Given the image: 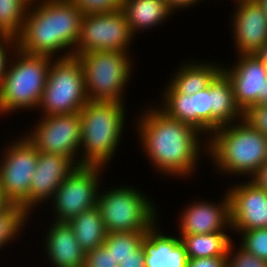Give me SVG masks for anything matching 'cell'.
<instances>
[{"mask_svg": "<svg viewBox=\"0 0 267 267\" xmlns=\"http://www.w3.org/2000/svg\"><path fill=\"white\" fill-rule=\"evenodd\" d=\"M236 243V236L229 245L226 267H267V261L254 256Z\"/></svg>", "mask_w": 267, "mask_h": 267, "instance_id": "f546056e", "label": "cell"}, {"mask_svg": "<svg viewBox=\"0 0 267 267\" xmlns=\"http://www.w3.org/2000/svg\"><path fill=\"white\" fill-rule=\"evenodd\" d=\"M146 106L133 116L132 125L142 156L161 180L190 181L200 171L201 160L207 158L208 138L193 126L170 118L153 101Z\"/></svg>", "mask_w": 267, "mask_h": 267, "instance_id": "6da1fadb", "label": "cell"}, {"mask_svg": "<svg viewBox=\"0 0 267 267\" xmlns=\"http://www.w3.org/2000/svg\"><path fill=\"white\" fill-rule=\"evenodd\" d=\"M35 120L21 133L37 151L72 158L80 166V113L37 116Z\"/></svg>", "mask_w": 267, "mask_h": 267, "instance_id": "7c38bea8", "label": "cell"}, {"mask_svg": "<svg viewBox=\"0 0 267 267\" xmlns=\"http://www.w3.org/2000/svg\"><path fill=\"white\" fill-rule=\"evenodd\" d=\"M108 170L103 166H77L58 187L48 205L44 206H51L53 212L44 208L51 212L49 218L68 223L75 216L96 207L104 173Z\"/></svg>", "mask_w": 267, "mask_h": 267, "instance_id": "9c48e42d", "label": "cell"}, {"mask_svg": "<svg viewBox=\"0 0 267 267\" xmlns=\"http://www.w3.org/2000/svg\"><path fill=\"white\" fill-rule=\"evenodd\" d=\"M234 235L238 236L236 243L243 249L267 261V227L232 233Z\"/></svg>", "mask_w": 267, "mask_h": 267, "instance_id": "f1b7e54d", "label": "cell"}, {"mask_svg": "<svg viewBox=\"0 0 267 267\" xmlns=\"http://www.w3.org/2000/svg\"><path fill=\"white\" fill-rule=\"evenodd\" d=\"M135 40L137 38L132 34L121 9L110 12L85 13L73 57L95 51L134 52L131 50Z\"/></svg>", "mask_w": 267, "mask_h": 267, "instance_id": "8fae6325", "label": "cell"}, {"mask_svg": "<svg viewBox=\"0 0 267 267\" xmlns=\"http://www.w3.org/2000/svg\"><path fill=\"white\" fill-rule=\"evenodd\" d=\"M163 225L158 220L142 240L145 267H186L188 256L185 246L175 230L167 233L162 230Z\"/></svg>", "mask_w": 267, "mask_h": 267, "instance_id": "ffe728a7", "label": "cell"}, {"mask_svg": "<svg viewBox=\"0 0 267 267\" xmlns=\"http://www.w3.org/2000/svg\"><path fill=\"white\" fill-rule=\"evenodd\" d=\"M126 106V103L89 101L81 108L80 165L109 168V163L119 156L116 154L130 122L126 120L130 111Z\"/></svg>", "mask_w": 267, "mask_h": 267, "instance_id": "277c9868", "label": "cell"}, {"mask_svg": "<svg viewBox=\"0 0 267 267\" xmlns=\"http://www.w3.org/2000/svg\"><path fill=\"white\" fill-rule=\"evenodd\" d=\"M230 233L182 235L180 240L186 248L188 259L226 256L233 240Z\"/></svg>", "mask_w": 267, "mask_h": 267, "instance_id": "d4e9b609", "label": "cell"}, {"mask_svg": "<svg viewBox=\"0 0 267 267\" xmlns=\"http://www.w3.org/2000/svg\"><path fill=\"white\" fill-rule=\"evenodd\" d=\"M16 49V40L13 37H0V83L6 72L10 58Z\"/></svg>", "mask_w": 267, "mask_h": 267, "instance_id": "836d02e7", "label": "cell"}, {"mask_svg": "<svg viewBox=\"0 0 267 267\" xmlns=\"http://www.w3.org/2000/svg\"><path fill=\"white\" fill-rule=\"evenodd\" d=\"M243 120L267 137V105L250 106L243 112Z\"/></svg>", "mask_w": 267, "mask_h": 267, "instance_id": "4dcf8cb0", "label": "cell"}, {"mask_svg": "<svg viewBox=\"0 0 267 267\" xmlns=\"http://www.w3.org/2000/svg\"><path fill=\"white\" fill-rule=\"evenodd\" d=\"M30 221V214L19 205L12 204L0 214V252L13 247V242L23 240L20 237L27 227L30 228Z\"/></svg>", "mask_w": 267, "mask_h": 267, "instance_id": "484cf974", "label": "cell"}, {"mask_svg": "<svg viewBox=\"0 0 267 267\" xmlns=\"http://www.w3.org/2000/svg\"><path fill=\"white\" fill-rule=\"evenodd\" d=\"M11 205L12 203L6 198L4 191L0 186V214L6 211Z\"/></svg>", "mask_w": 267, "mask_h": 267, "instance_id": "f35d334b", "label": "cell"}, {"mask_svg": "<svg viewBox=\"0 0 267 267\" xmlns=\"http://www.w3.org/2000/svg\"><path fill=\"white\" fill-rule=\"evenodd\" d=\"M52 222V223H51ZM46 225V233L41 237L42 254L50 267H84L86 252L79 245L73 229L67 222H57L50 219ZM46 234V235H45Z\"/></svg>", "mask_w": 267, "mask_h": 267, "instance_id": "d6986e66", "label": "cell"}, {"mask_svg": "<svg viewBox=\"0 0 267 267\" xmlns=\"http://www.w3.org/2000/svg\"><path fill=\"white\" fill-rule=\"evenodd\" d=\"M85 13L110 12L120 10L123 0H70Z\"/></svg>", "mask_w": 267, "mask_h": 267, "instance_id": "1f68e13d", "label": "cell"}, {"mask_svg": "<svg viewBox=\"0 0 267 267\" xmlns=\"http://www.w3.org/2000/svg\"><path fill=\"white\" fill-rule=\"evenodd\" d=\"M19 134L5 144L1 143L0 186L12 204L29 213L30 181L36 169L38 151L23 134Z\"/></svg>", "mask_w": 267, "mask_h": 267, "instance_id": "30bf717a", "label": "cell"}, {"mask_svg": "<svg viewBox=\"0 0 267 267\" xmlns=\"http://www.w3.org/2000/svg\"><path fill=\"white\" fill-rule=\"evenodd\" d=\"M192 59V60H191ZM181 59L178 68L167 81L179 92L190 96L208 87L214 77L222 70L221 59ZM188 60V61H187ZM203 60V61H202ZM186 61V62H185Z\"/></svg>", "mask_w": 267, "mask_h": 267, "instance_id": "44dd1931", "label": "cell"}, {"mask_svg": "<svg viewBox=\"0 0 267 267\" xmlns=\"http://www.w3.org/2000/svg\"><path fill=\"white\" fill-rule=\"evenodd\" d=\"M186 267H226V256L188 259Z\"/></svg>", "mask_w": 267, "mask_h": 267, "instance_id": "e575fe53", "label": "cell"}, {"mask_svg": "<svg viewBox=\"0 0 267 267\" xmlns=\"http://www.w3.org/2000/svg\"><path fill=\"white\" fill-rule=\"evenodd\" d=\"M224 193V194H223ZM221 198L212 201L210 199H191L179 211L176 219L175 232L182 235L210 234L215 232H231L230 200L226 189Z\"/></svg>", "mask_w": 267, "mask_h": 267, "instance_id": "4fadbf2b", "label": "cell"}, {"mask_svg": "<svg viewBox=\"0 0 267 267\" xmlns=\"http://www.w3.org/2000/svg\"><path fill=\"white\" fill-rule=\"evenodd\" d=\"M262 8L263 12L267 15V0H255Z\"/></svg>", "mask_w": 267, "mask_h": 267, "instance_id": "60d3db41", "label": "cell"}, {"mask_svg": "<svg viewBox=\"0 0 267 267\" xmlns=\"http://www.w3.org/2000/svg\"><path fill=\"white\" fill-rule=\"evenodd\" d=\"M84 13L70 0H31L16 48L52 58L72 57Z\"/></svg>", "mask_w": 267, "mask_h": 267, "instance_id": "7a4b0ae2", "label": "cell"}, {"mask_svg": "<svg viewBox=\"0 0 267 267\" xmlns=\"http://www.w3.org/2000/svg\"><path fill=\"white\" fill-rule=\"evenodd\" d=\"M54 58L16 48L0 83V116L36 111ZM29 110V111H28Z\"/></svg>", "mask_w": 267, "mask_h": 267, "instance_id": "5b68a950", "label": "cell"}, {"mask_svg": "<svg viewBox=\"0 0 267 267\" xmlns=\"http://www.w3.org/2000/svg\"><path fill=\"white\" fill-rule=\"evenodd\" d=\"M31 0H0V37L15 38L22 30Z\"/></svg>", "mask_w": 267, "mask_h": 267, "instance_id": "4316f807", "label": "cell"}, {"mask_svg": "<svg viewBox=\"0 0 267 267\" xmlns=\"http://www.w3.org/2000/svg\"><path fill=\"white\" fill-rule=\"evenodd\" d=\"M256 186L267 191V161L249 179Z\"/></svg>", "mask_w": 267, "mask_h": 267, "instance_id": "74e56055", "label": "cell"}, {"mask_svg": "<svg viewBox=\"0 0 267 267\" xmlns=\"http://www.w3.org/2000/svg\"><path fill=\"white\" fill-rule=\"evenodd\" d=\"M163 85L159 99L153 102L170 118L193 126L208 138L211 135L210 84L192 96L179 93L168 81Z\"/></svg>", "mask_w": 267, "mask_h": 267, "instance_id": "5bb4252c", "label": "cell"}, {"mask_svg": "<svg viewBox=\"0 0 267 267\" xmlns=\"http://www.w3.org/2000/svg\"><path fill=\"white\" fill-rule=\"evenodd\" d=\"M210 101L211 133L243 119V112L235 102L231 81L222 70L210 82Z\"/></svg>", "mask_w": 267, "mask_h": 267, "instance_id": "603a6c76", "label": "cell"}, {"mask_svg": "<svg viewBox=\"0 0 267 267\" xmlns=\"http://www.w3.org/2000/svg\"><path fill=\"white\" fill-rule=\"evenodd\" d=\"M207 159L217 175L250 179L267 161V137L243 119L221 126L208 137Z\"/></svg>", "mask_w": 267, "mask_h": 267, "instance_id": "3957f363", "label": "cell"}, {"mask_svg": "<svg viewBox=\"0 0 267 267\" xmlns=\"http://www.w3.org/2000/svg\"><path fill=\"white\" fill-rule=\"evenodd\" d=\"M201 1L203 2V0H165L168 7L175 15L178 14V12H182L183 10L185 11L186 9H188L189 11V8L193 9L197 7L196 5H201Z\"/></svg>", "mask_w": 267, "mask_h": 267, "instance_id": "d590c367", "label": "cell"}, {"mask_svg": "<svg viewBox=\"0 0 267 267\" xmlns=\"http://www.w3.org/2000/svg\"><path fill=\"white\" fill-rule=\"evenodd\" d=\"M103 185L106 189L101 186L97 207L107 234L148 231L161 220V209L158 208L156 199L153 200L139 186L124 183L107 188L104 183Z\"/></svg>", "mask_w": 267, "mask_h": 267, "instance_id": "8992f818", "label": "cell"}, {"mask_svg": "<svg viewBox=\"0 0 267 267\" xmlns=\"http://www.w3.org/2000/svg\"><path fill=\"white\" fill-rule=\"evenodd\" d=\"M121 10L135 38L140 33L165 25L166 21L175 16L165 0H123Z\"/></svg>", "mask_w": 267, "mask_h": 267, "instance_id": "7402d4cb", "label": "cell"}, {"mask_svg": "<svg viewBox=\"0 0 267 267\" xmlns=\"http://www.w3.org/2000/svg\"><path fill=\"white\" fill-rule=\"evenodd\" d=\"M263 105H267V79L264 81L263 87Z\"/></svg>", "mask_w": 267, "mask_h": 267, "instance_id": "b9f144b4", "label": "cell"}, {"mask_svg": "<svg viewBox=\"0 0 267 267\" xmlns=\"http://www.w3.org/2000/svg\"><path fill=\"white\" fill-rule=\"evenodd\" d=\"M236 57L233 63L223 62L222 71L231 81L236 104L245 112L252 105L263 104L267 67L254 54H241Z\"/></svg>", "mask_w": 267, "mask_h": 267, "instance_id": "ac0fdd59", "label": "cell"}, {"mask_svg": "<svg viewBox=\"0 0 267 267\" xmlns=\"http://www.w3.org/2000/svg\"><path fill=\"white\" fill-rule=\"evenodd\" d=\"M133 54L108 50L88 52L77 56L84 72L88 101L116 103L128 101L125 94L129 93L126 91L130 90V80L134 79L132 76H135L133 72L137 67L134 66L136 62Z\"/></svg>", "mask_w": 267, "mask_h": 267, "instance_id": "52a82bcc", "label": "cell"}, {"mask_svg": "<svg viewBox=\"0 0 267 267\" xmlns=\"http://www.w3.org/2000/svg\"><path fill=\"white\" fill-rule=\"evenodd\" d=\"M111 252L103 245L86 252L84 267H118Z\"/></svg>", "mask_w": 267, "mask_h": 267, "instance_id": "d6a6232c", "label": "cell"}, {"mask_svg": "<svg viewBox=\"0 0 267 267\" xmlns=\"http://www.w3.org/2000/svg\"><path fill=\"white\" fill-rule=\"evenodd\" d=\"M232 9L227 22L235 55L255 54L267 43V15L255 0H235Z\"/></svg>", "mask_w": 267, "mask_h": 267, "instance_id": "2e32d148", "label": "cell"}, {"mask_svg": "<svg viewBox=\"0 0 267 267\" xmlns=\"http://www.w3.org/2000/svg\"><path fill=\"white\" fill-rule=\"evenodd\" d=\"M77 166L79 165L72 158L38 152V161L29 189L30 219L33 220L35 215L43 211V206L47 205L61 183Z\"/></svg>", "mask_w": 267, "mask_h": 267, "instance_id": "e0dca14e", "label": "cell"}, {"mask_svg": "<svg viewBox=\"0 0 267 267\" xmlns=\"http://www.w3.org/2000/svg\"><path fill=\"white\" fill-rule=\"evenodd\" d=\"M147 231L139 232H116L109 233L103 246L111 252L114 260L118 264L132 256V254L142 245V240Z\"/></svg>", "mask_w": 267, "mask_h": 267, "instance_id": "83f0119b", "label": "cell"}, {"mask_svg": "<svg viewBox=\"0 0 267 267\" xmlns=\"http://www.w3.org/2000/svg\"><path fill=\"white\" fill-rule=\"evenodd\" d=\"M234 182L226 187L230 200L231 232L267 227V191L249 179Z\"/></svg>", "mask_w": 267, "mask_h": 267, "instance_id": "9a60e30c", "label": "cell"}, {"mask_svg": "<svg viewBox=\"0 0 267 267\" xmlns=\"http://www.w3.org/2000/svg\"><path fill=\"white\" fill-rule=\"evenodd\" d=\"M68 224L85 252L102 246L106 239L107 231L97 206L75 216Z\"/></svg>", "mask_w": 267, "mask_h": 267, "instance_id": "cb8c5ba5", "label": "cell"}, {"mask_svg": "<svg viewBox=\"0 0 267 267\" xmlns=\"http://www.w3.org/2000/svg\"><path fill=\"white\" fill-rule=\"evenodd\" d=\"M145 251L141 245L132 256L128 257L118 267H145Z\"/></svg>", "mask_w": 267, "mask_h": 267, "instance_id": "8d00e7d4", "label": "cell"}, {"mask_svg": "<svg viewBox=\"0 0 267 267\" xmlns=\"http://www.w3.org/2000/svg\"><path fill=\"white\" fill-rule=\"evenodd\" d=\"M88 102L80 60L54 58L37 108L39 116L76 113Z\"/></svg>", "mask_w": 267, "mask_h": 267, "instance_id": "ba28073f", "label": "cell"}, {"mask_svg": "<svg viewBox=\"0 0 267 267\" xmlns=\"http://www.w3.org/2000/svg\"><path fill=\"white\" fill-rule=\"evenodd\" d=\"M267 67V43L254 54Z\"/></svg>", "mask_w": 267, "mask_h": 267, "instance_id": "ab89813d", "label": "cell"}]
</instances>
